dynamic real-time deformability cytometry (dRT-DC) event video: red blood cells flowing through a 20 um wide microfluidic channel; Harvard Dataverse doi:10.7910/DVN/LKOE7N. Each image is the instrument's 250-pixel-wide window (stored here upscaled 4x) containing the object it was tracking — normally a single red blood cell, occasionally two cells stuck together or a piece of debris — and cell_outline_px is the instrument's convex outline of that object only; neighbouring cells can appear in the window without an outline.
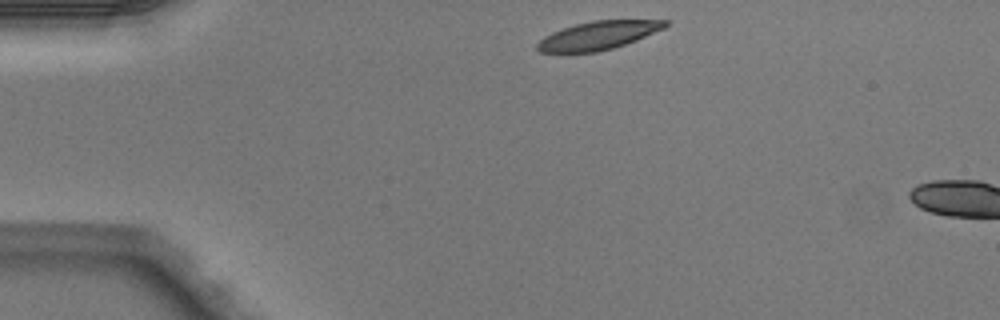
{"species": "Egyptian fruit bat (a non-hibernating species)", "species_latin": "Rousettus aegyptiacus", "temperature_condition": "warm", "stored_images_in_passage": 2, "camera_frame_rate_fps": 3000, "um_per_image_px": 0.085, "animal": {"sex": "male"}, "frame": {"image": 1, "passage_image": 1, "time_ms": 0.0, "image_size_px": [1000, 320], "cell_outline_px": [[668, 24], [664, 28], [636, 40], [612, 48], [596, 52], [540, 52], [536, 48], [536, 44], [544, 36], [552, 32], [576, 24], [592, 20], [668, 20]], "centroid_in_image_um": [50.83, 3.01], "position_along_channel_um": 34.2, "area_um2": 20.87}}